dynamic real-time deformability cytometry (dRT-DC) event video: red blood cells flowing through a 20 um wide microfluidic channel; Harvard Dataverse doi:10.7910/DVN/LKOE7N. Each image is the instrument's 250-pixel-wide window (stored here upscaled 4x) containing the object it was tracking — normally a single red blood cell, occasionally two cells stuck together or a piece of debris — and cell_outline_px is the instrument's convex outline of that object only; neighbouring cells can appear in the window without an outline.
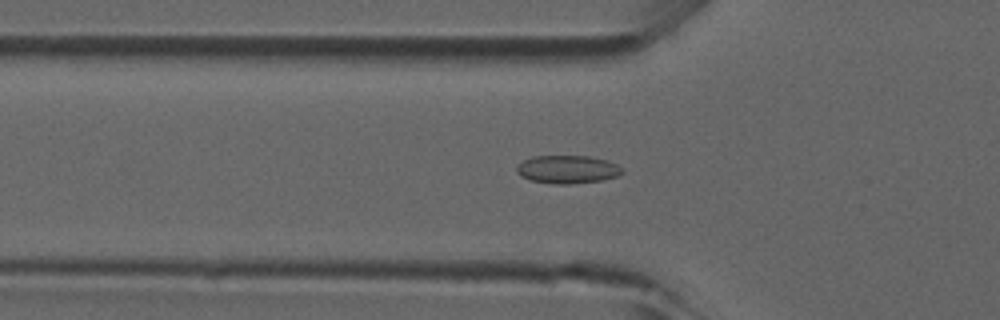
{"species": "common noctule bat (a hibernating species)", "species_latin": "Nyctalus noctula", "temperature_condition": "room temperature", "stored_images_in_passage": 38, "camera_frame_rate_fps": 3000, "um_per_image_px": 0.085, "animal": {"sex": "male", "forearm_length_mm": 52.5}, "frame": {"image": 1, "passage_image": 6, "time_ms": 1.667, "image_size_px": [1000, 320], "cell_outline_px": [[624, 172], [616, 176], [600, 180], [568, 184], [556, 184], [532, 180], [520, 176], [516, 172], [516, 168], [524, 160], [532, 156], [588, 156], [608, 160], [624, 168]], "centroid_in_image_um": [48.25, 14.39], "position_along_channel_um": 77.6, "area_um2": 17.17}}